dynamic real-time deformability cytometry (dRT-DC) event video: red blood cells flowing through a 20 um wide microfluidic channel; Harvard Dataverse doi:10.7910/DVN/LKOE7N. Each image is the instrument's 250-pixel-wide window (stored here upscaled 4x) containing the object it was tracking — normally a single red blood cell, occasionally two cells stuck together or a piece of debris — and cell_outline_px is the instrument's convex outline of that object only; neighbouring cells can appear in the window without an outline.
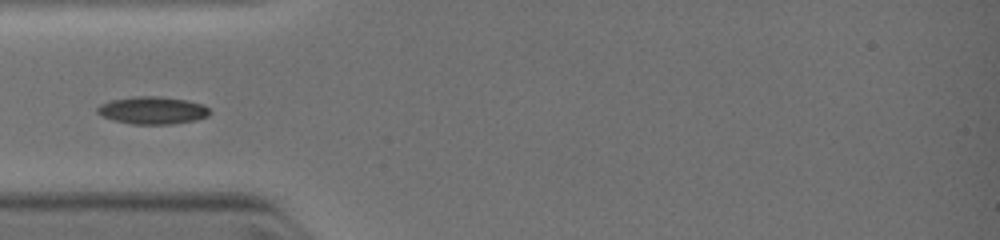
{"species": "common noctule bat (a hibernating species)", "species_latin": "Nyctalus noctula", "temperature_condition": "warm", "stored_images_in_passage": 3, "camera_frame_rate_fps": 3000, "um_per_image_px": 0.085, "animal": {"sex": "female", "body_mass_g": 19.0, "forearm_length_mm": 51.5}, "frame": {"image": 1, "passage_image": 3, "time_ms": 2.0, "image_size_px": [1000, 240], "cell_outline_px": [[212, 112], [208, 116], [196, 120], [172, 124], [132, 124], [112, 120], [96, 112], [96, 108], [100, 104], [112, 100], [136, 96], [160, 96], [184, 100], [204, 104]], "centroid_in_image_um": [12.98, 9.38], "position_along_channel_um": 72.0, "area_um2": 18.03}}